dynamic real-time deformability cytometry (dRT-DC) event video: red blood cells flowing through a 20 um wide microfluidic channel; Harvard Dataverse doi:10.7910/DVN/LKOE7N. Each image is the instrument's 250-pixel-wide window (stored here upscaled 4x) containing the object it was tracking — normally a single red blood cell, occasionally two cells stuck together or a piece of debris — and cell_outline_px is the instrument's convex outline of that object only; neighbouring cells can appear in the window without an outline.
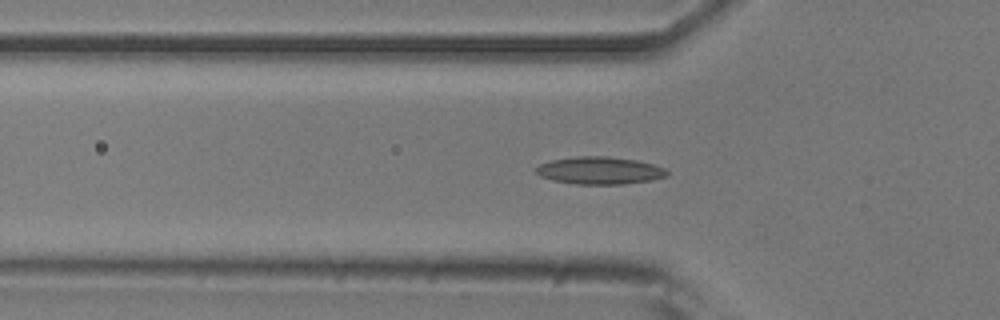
{"species": "common noctule bat (a hibernating species)", "species_latin": "Nyctalus noctula", "temperature_condition": "room temperature", "stored_images_in_passage": 45, "camera_frame_rate_fps": 3000, "um_per_image_px": 0.085, "animal": {"sex": "male", "body_mass_g": 20.5, "forearm_length_mm": 52.5}, "frame": {"image": 1, "passage_image": 16, "time_ms": 5.0, "image_size_px": [1000, 320], "cell_outline_px": [[668, 176], [652, 180], [620, 184], [576, 184], [552, 180], [540, 176], [536, 172], [536, 168], [540, 164], [552, 160], [576, 156], [608, 156], [636, 160], [652, 164], [664, 168], [668, 172]], "centroid_in_image_um": [50.97, 14.49], "position_along_channel_um": 74.8, "area_um2": 20.87}}
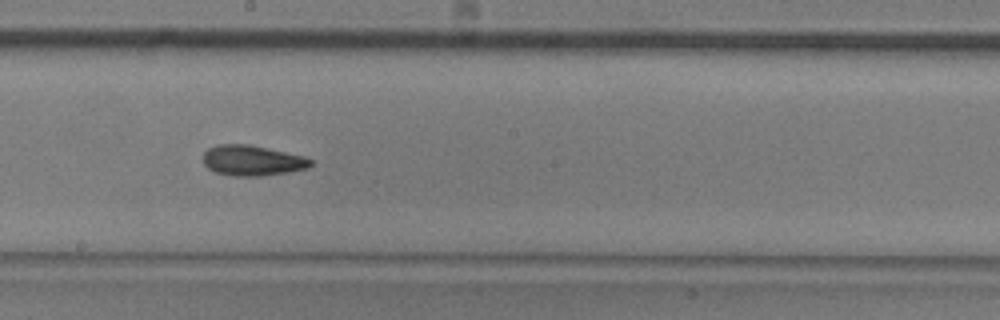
{"frame": {"image": 2, "passage_image": 28, "time_ms": 9.0, "image_size_px": [1000, 320], "cell_outline_px": [[312, 164], [308, 168], [288, 172], [260, 176], [236, 176], [216, 172], [208, 168], [204, 164], [204, 152], [208, 148], [216, 144], [248, 144], [304, 156], [312, 160]], "centroid_in_image_um": [21.44, 13.64], "position_along_channel_um": 226.8, "area_um2": 18.96}}
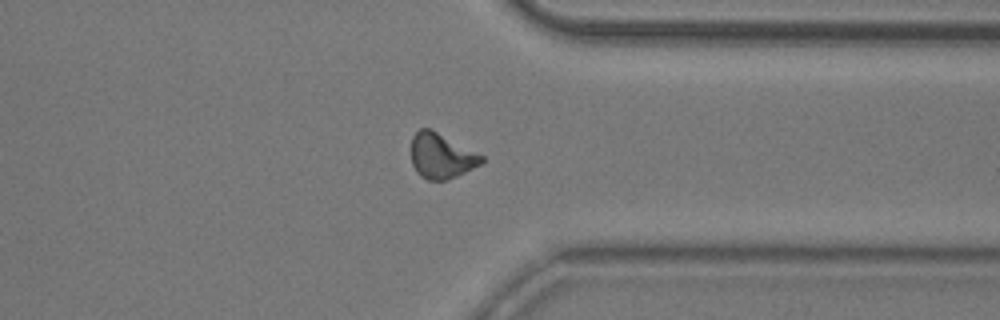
{"frame": {"image": 3, "passage_image": 40, "time_ms": 13.0, "image_size_px": [1000, 320], "cell_outline_px": [[484, 160], [480, 164], [448, 180], [428, 180], [420, 176], [416, 172], [412, 164], [412, 136], [420, 128], [428, 128], [484, 156]], "centroid_in_image_um": [37.48, 13.27], "position_along_channel_um": 373.9, "area_um2": 18.15}, "authors_computed_cell_mechanics": {"area_um2": 18.6694, "velocity_mm_per_s": 3.7602, "shape_relaxation_time_tau1_ms": 7.1115, "shape_relaxation_time_tau2_ms": 3.2916, "deformation_change_tau1": 0.1694, "deformation_change_tau2": 0.0998}}